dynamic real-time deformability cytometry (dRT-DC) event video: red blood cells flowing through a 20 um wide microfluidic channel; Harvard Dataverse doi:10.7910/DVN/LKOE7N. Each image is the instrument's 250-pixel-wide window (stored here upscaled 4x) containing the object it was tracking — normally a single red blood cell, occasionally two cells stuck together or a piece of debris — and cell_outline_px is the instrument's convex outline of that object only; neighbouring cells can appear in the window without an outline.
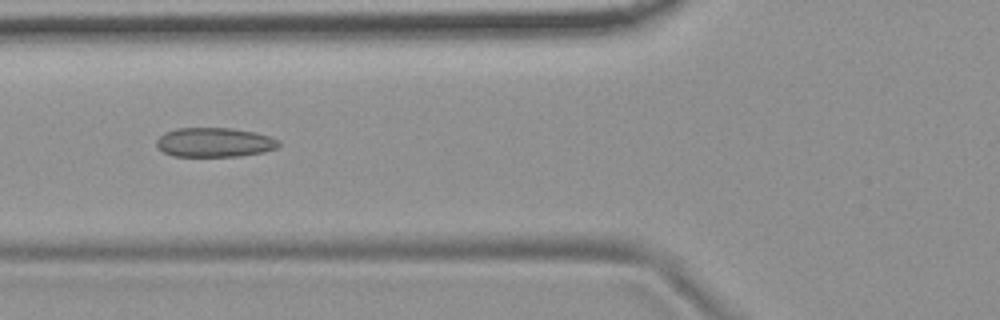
{"species": "common noctule bat (a hibernating species)", "species_latin": "Nyctalus noctula", "temperature_condition": "room temperature", "stored_images_in_passage": 6, "camera_frame_rate_fps": 3000, "um_per_image_px": 0.085, "animal": {"sex": "female", "body_mass_g": 19.9}, "frame": {"image": 1, "passage_image": 5, "time_ms": 1.333, "image_size_px": [1000, 320], "cell_outline_px": [[280, 144], [276, 148], [264, 152], [240, 156], [172, 156], [164, 152], [156, 144], [156, 140], [164, 132], [176, 128], [232, 128], [256, 132], [272, 136], [280, 140]], "centroid_in_image_um": [18.27, 12.09], "position_along_channel_um": 107.5, "area_um2": 21.1}}
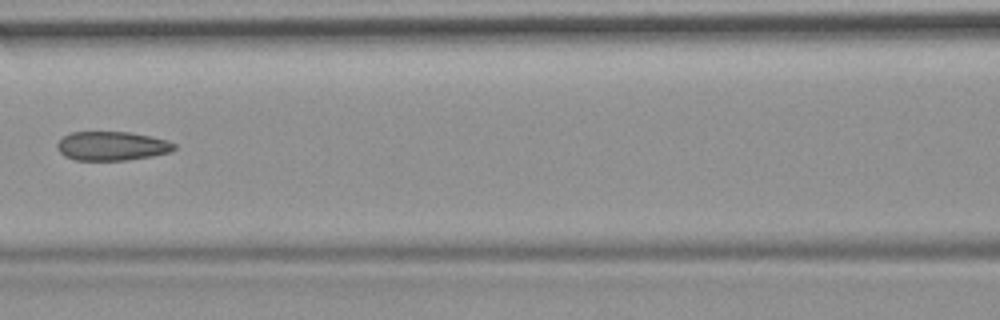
{"frame": {"image": 2, "passage_image": 6, "time_ms": 1.667, "image_size_px": [1000, 320], "cell_outline_px": [[176, 148], [172, 152], [152, 156], [124, 160], [76, 160], [64, 156], [56, 148], [56, 144], [64, 136], [72, 132], [128, 132], [152, 136], [168, 140], [176, 144]], "centroid_in_image_um": [9.54, 12.41], "position_along_channel_um": 157.1, "area_um2": 19.88}}